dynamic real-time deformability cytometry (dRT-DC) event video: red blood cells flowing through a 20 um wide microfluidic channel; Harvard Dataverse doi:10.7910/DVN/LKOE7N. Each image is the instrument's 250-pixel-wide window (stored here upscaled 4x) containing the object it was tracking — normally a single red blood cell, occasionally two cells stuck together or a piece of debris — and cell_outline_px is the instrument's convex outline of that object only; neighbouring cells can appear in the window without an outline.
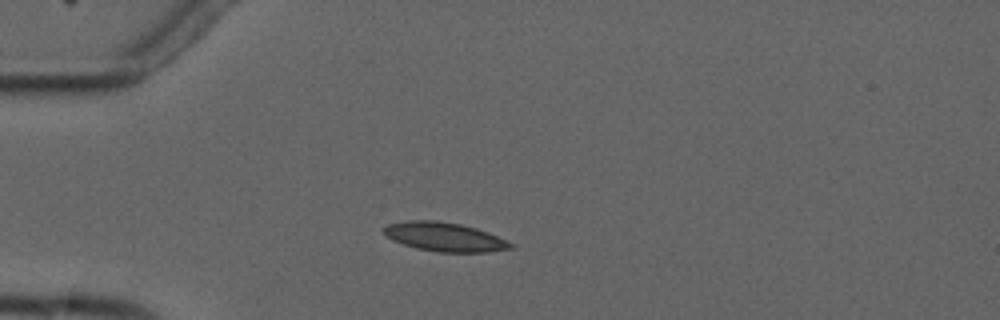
{"species": "common noctule bat (a hibernating species)", "species_latin": "Nyctalus noctula", "temperature_condition": "cold", "stored_images_in_passage": 3, "camera_frame_rate_fps": 3000, "um_per_image_px": 0.085, "animal": {"sex": "male", "forearm_length_mm": 52.5}, "frame": {"image": 1, "passage_image": 3, "time_ms": 2.333, "image_size_px": [1000, 320], "cell_outline_px": [[512, 248], [488, 252], [440, 252], [416, 248], [392, 240], [380, 232], [380, 228], [388, 224], [408, 220], [436, 220], [460, 224], [476, 228], [488, 232], [512, 244]], "centroid_in_image_um": [37.7, 20.12], "position_along_channel_um": 47.3, "area_um2": 21.39}}